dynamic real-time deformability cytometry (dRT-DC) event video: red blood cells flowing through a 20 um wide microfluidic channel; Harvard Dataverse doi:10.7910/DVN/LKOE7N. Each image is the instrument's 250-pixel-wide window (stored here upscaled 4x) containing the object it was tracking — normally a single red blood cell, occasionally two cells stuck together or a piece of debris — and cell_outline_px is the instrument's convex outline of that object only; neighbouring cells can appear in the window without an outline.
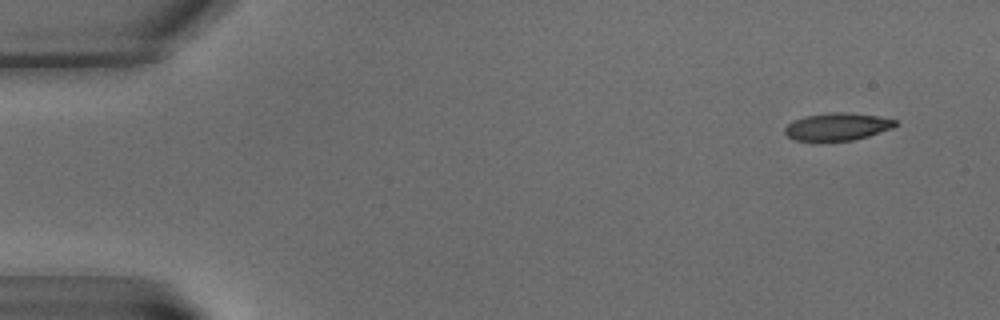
{"species": "common noctule bat (a hibernating species)", "species_latin": "Nyctalus noctula", "temperature_condition": "warm", "stored_images_in_passage": 6, "camera_frame_rate_fps": 3000, "um_per_image_px": 0.085, "animal": {"sex": "male", "body_mass_g": 15.6}, "frame": {"image": 1, "passage_image": 2, "time_ms": 1.0, "image_size_px": [1000, 320], "cell_outline_px": [[896, 124], [892, 128], [868, 136], [852, 140], [796, 140], [788, 136], [784, 132], [784, 128], [792, 120], [804, 116], [828, 112], [848, 112], [876, 116], [896, 120]], "centroid_in_image_um": [71.14, 10.75], "position_along_channel_um": 13.9, "area_um2": 17.51}}
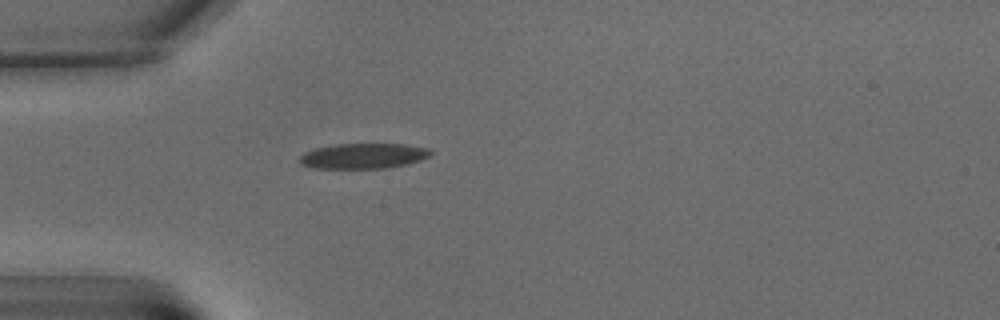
{"frame": {"image": 2, "passage_image": 6, "time_ms": 6.333, "image_size_px": [1000, 320], "cell_outline_px": [[432, 152], [428, 156], [420, 160], [408, 164], [384, 168], [316, 168], [300, 164], [300, 156], [304, 152], [312, 148], [336, 144], [408, 144], [428, 148]], "centroid_in_image_um": [30.87, 13.25], "position_along_channel_um": 54.1, "area_um2": 19.36}}